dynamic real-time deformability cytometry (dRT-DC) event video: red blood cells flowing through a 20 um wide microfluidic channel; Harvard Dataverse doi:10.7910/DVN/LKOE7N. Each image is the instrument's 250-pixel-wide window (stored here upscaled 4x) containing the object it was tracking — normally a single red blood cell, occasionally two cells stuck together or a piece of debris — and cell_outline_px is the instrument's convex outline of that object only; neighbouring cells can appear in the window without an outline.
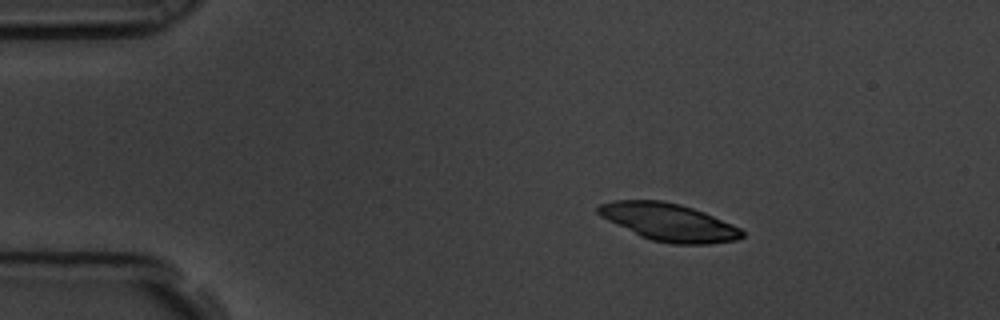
{"species": "common noctule bat (a hibernating species)", "species_latin": "Nyctalus noctula", "temperature_condition": "room temperature", "stored_images_in_passage": 50, "camera_frame_rate_fps": 3000, "um_per_image_px": 0.085, "animal": {"sex": "male", "body_mass_g": 19.5, "forearm_length_mm": 54.6}, "frame": {"image": 1, "passage_image": 1, "time_ms": 0.0, "image_size_px": [1000, 320], "cell_outline_px": [[744, 236], [736, 240], [708, 244], [672, 244], [652, 240], [640, 236], [600, 216], [596, 212], [596, 208], [600, 204], [616, 200], [664, 200], [680, 204], [704, 212], [732, 224], [740, 228], [744, 232]], "centroid_in_image_um": [56.85, 18.88], "position_along_channel_um": 28.2, "area_um2": 31.39}}